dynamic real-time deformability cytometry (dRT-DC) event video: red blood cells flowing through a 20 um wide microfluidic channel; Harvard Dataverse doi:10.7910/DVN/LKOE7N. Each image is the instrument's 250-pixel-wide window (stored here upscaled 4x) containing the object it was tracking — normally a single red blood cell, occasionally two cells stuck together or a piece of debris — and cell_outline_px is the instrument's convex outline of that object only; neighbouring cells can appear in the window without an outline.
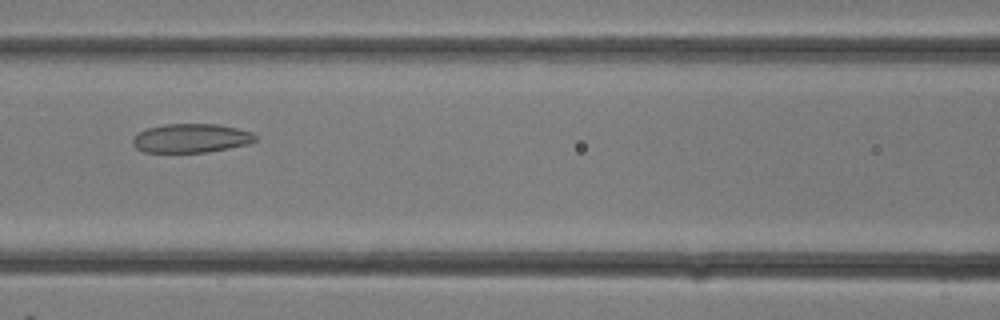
{"species": "common noctule bat (a hibernating species)", "species_latin": "Nyctalus noctula", "temperature_condition": "room temperature", "stored_images_in_passage": 17, "camera_frame_rate_fps": 3000, "um_per_image_px": 0.085, "animal": {"sex": "female"}, "frame": {"image": 1, "passage_image": 4, "time_ms": 1.0, "image_size_px": [1000, 320], "cell_outline_px": [[256, 140], [248, 144], [208, 152], [144, 152], [136, 148], [132, 144], [132, 136], [136, 132], [148, 128], [164, 124], [216, 124], [236, 128], [252, 132], [256, 136]], "centroid_in_image_um": [16.19, 11.74], "position_along_channel_um": 150.4, "area_um2": 20.75}}
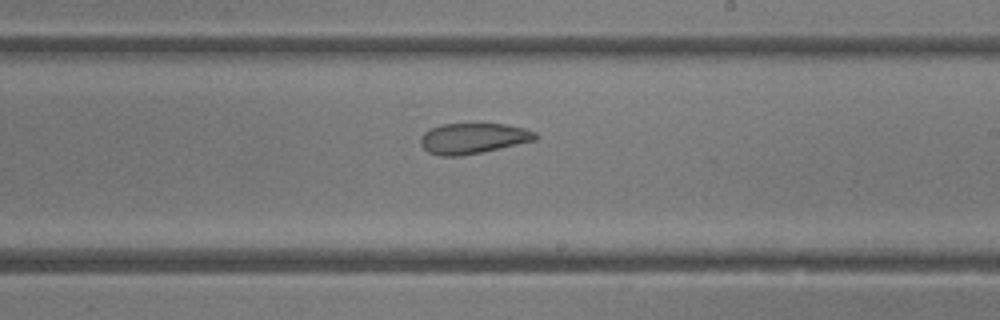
{"frame": {"image": 2, "passage_image": 8, "time_ms": 2.333, "image_size_px": [1000, 320], "cell_outline_px": [[540, 136], [536, 140], [484, 152], [460, 156], [440, 156], [428, 152], [420, 144], [420, 136], [424, 132], [440, 124], [504, 124], [524, 128], [536, 132]], "centroid_in_image_um": [40.22, 11.77], "position_along_channel_um": 248.8, "area_um2": 20.63}}
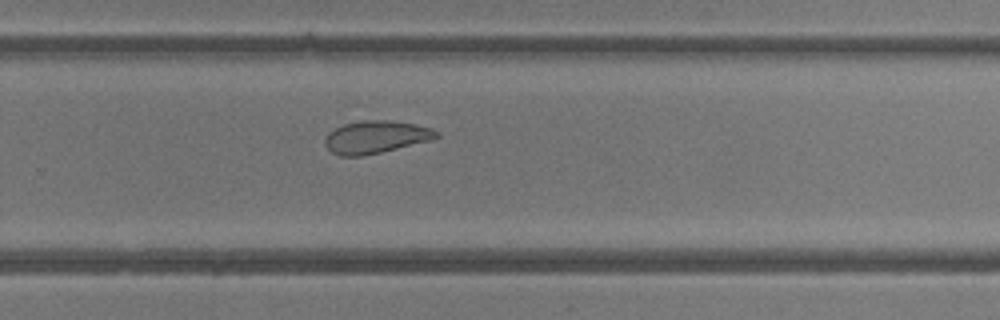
{"frame": {"image": 3, "passage_image": 10, "time_ms": 3.0, "image_size_px": [1000, 320], "cell_outline_px": [[440, 136], [432, 140], [380, 152], [360, 156], [340, 156], [332, 152], [324, 144], [324, 140], [328, 132], [344, 124], [360, 120], [392, 120], [416, 124], [432, 128], [440, 132]], "centroid_in_image_um": [31.97, 11.63], "position_along_channel_um": 297.8, "area_um2": 21.27}}